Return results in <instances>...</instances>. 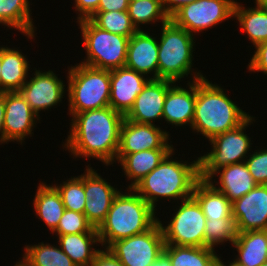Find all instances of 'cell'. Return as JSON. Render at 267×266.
<instances>
[{"label":"cell","instance_id":"b9f144b4","mask_svg":"<svg viewBox=\"0 0 267 266\" xmlns=\"http://www.w3.org/2000/svg\"><path fill=\"white\" fill-rule=\"evenodd\" d=\"M195 0H161L162 6L166 14L171 17L182 6L190 4Z\"/></svg>","mask_w":267,"mask_h":266},{"label":"cell","instance_id":"8fae6325","mask_svg":"<svg viewBox=\"0 0 267 266\" xmlns=\"http://www.w3.org/2000/svg\"><path fill=\"white\" fill-rule=\"evenodd\" d=\"M235 0H195L182 6L170 20L190 34L213 28L234 17Z\"/></svg>","mask_w":267,"mask_h":266},{"label":"cell","instance_id":"836d02e7","mask_svg":"<svg viewBox=\"0 0 267 266\" xmlns=\"http://www.w3.org/2000/svg\"><path fill=\"white\" fill-rule=\"evenodd\" d=\"M54 187L59 192L65 209L84 213L86 196L84 192V174L71 177Z\"/></svg>","mask_w":267,"mask_h":266},{"label":"cell","instance_id":"cb8c5ba5","mask_svg":"<svg viewBox=\"0 0 267 266\" xmlns=\"http://www.w3.org/2000/svg\"><path fill=\"white\" fill-rule=\"evenodd\" d=\"M238 255L235 261L244 266H261L267 261V230L238 232L232 244Z\"/></svg>","mask_w":267,"mask_h":266},{"label":"cell","instance_id":"4fadbf2b","mask_svg":"<svg viewBox=\"0 0 267 266\" xmlns=\"http://www.w3.org/2000/svg\"><path fill=\"white\" fill-rule=\"evenodd\" d=\"M85 171L84 192L86 203L84 214L87 221L94 228H98L105 220L115 197L120 191L100 177L101 175L92 167L87 166Z\"/></svg>","mask_w":267,"mask_h":266},{"label":"cell","instance_id":"30bf717a","mask_svg":"<svg viewBox=\"0 0 267 266\" xmlns=\"http://www.w3.org/2000/svg\"><path fill=\"white\" fill-rule=\"evenodd\" d=\"M165 240L157 221L149 230L112 243L108 249L124 266H150L163 253Z\"/></svg>","mask_w":267,"mask_h":266},{"label":"cell","instance_id":"4316f807","mask_svg":"<svg viewBox=\"0 0 267 266\" xmlns=\"http://www.w3.org/2000/svg\"><path fill=\"white\" fill-rule=\"evenodd\" d=\"M34 211L52 232L57 228L65 211L57 189L52 185L40 183L33 199Z\"/></svg>","mask_w":267,"mask_h":266},{"label":"cell","instance_id":"7a4b0ae2","mask_svg":"<svg viewBox=\"0 0 267 266\" xmlns=\"http://www.w3.org/2000/svg\"><path fill=\"white\" fill-rule=\"evenodd\" d=\"M220 87L206 78L196 80V103L191 128L208 141L237 128L250 117Z\"/></svg>","mask_w":267,"mask_h":266},{"label":"cell","instance_id":"ffe728a7","mask_svg":"<svg viewBox=\"0 0 267 266\" xmlns=\"http://www.w3.org/2000/svg\"><path fill=\"white\" fill-rule=\"evenodd\" d=\"M125 67L138 73L158 79V40L142 29L137 30L130 38Z\"/></svg>","mask_w":267,"mask_h":266},{"label":"cell","instance_id":"681fc988","mask_svg":"<svg viewBox=\"0 0 267 266\" xmlns=\"http://www.w3.org/2000/svg\"><path fill=\"white\" fill-rule=\"evenodd\" d=\"M261 266H267V261L264 262Z\"/></svg>","mask_w":267,"mask_h":266},{"label":"cell","instance_id":"9a60e30c","mask_svg":"<svg viewBox=\"0 0 267 266\" xmlns=\"http://www.w3.org/2000/svg\"><path fill=\"white\" fill-rule=\"evenodd\" d=\"M237 232L267 230V185H257L232 202Z\"/></svg>","mask_w":267,"mask_h":266},{"label":"cell","instance_id":"d6986e66","mask_svg":"<svg viewBox=\"0 0 267 266\" xmlns=\"http://www.w3.org/2000/svg\"><path fill=\"white\" fill-rule=\"evenodd\" d=\"M196 74V75H195ZM192 82H188L189 90L173 84L167 92L163 106V116L167 123L175 126L193 123L196 103V80L205 78L201 72H194Z\"/></svg>","mask_w":267,"mask_h":266},{"label":"cell","instance_id":"1f68e13d","mask_svg":"<svg viewBox=\"0 0 267 266\" xmlns=\"http://www.w3.org/2000/svg\"><path fill=\"white\" fill-rule=\"evenodd\" d=\"M128 13L137 30H141V24H151L161 20L163 25L170 20L164 11L161 0L129 1Z\"/></svg>","mask_w":267,"mask_h":266},{"label":"cell","instance_id":"7c38bea8","mask_svg":"<svg viewBox=\"0 0 267 266\" xmlns=\"http://www.w3.org/2000/svg\"><path fill=\"white\" fill-rule=\"evenodd\" d=\"M169 134L160 127L124 119L120 129L119 149L116 156H126L151 149H174L168 144Z\"/></svg>","mask_w":267,"mask_h":266},{"label":"cell","instance_id":"e575fe53","mask_svg":"<svg viewBox=\"0 0 267 266\" xmlns=\"http://www.w3.org/2000/svg\"><path fill=\"white\" fill-rule=\"evenodd\" d=\"M205 247L215 249V245L229 241L233 244L236 240L237 229L233 217L219 220H206L205 223Z\"/></svg>","mask_w":267,"mask_h":266},{"label":"cell","instance_id":"2e32d148","mask_svg":"<svg viewBox=\"0 0 267 266\" xmlns=\"http://www.w3.org/2000/svg\"><path fill=\"white\" fill-rule=\"evenodd\" d=\"M39 116L32 110L19 91L5 92V142H21L32 135ZM36 122V123H35ZM35 124V125H34Z\"/></svg>","mask_w":267,"mask_h":266},{"label":"cell","instance_id":"f546056e","mask_svg":"<svg viewBox=\"0 0 267 266\" xmlns=\"http://www.w3.org/2000/svg\"><path fill=\"white\" fill-rule=\"evenodd\" d=\"M171 266H215L218 255L209 247H190L165 244L163 251Z\"/></svg>","mask_w":267,"mask_h":266},{"label":"cell","instance_id":"f1b7e54d","mask_svg":"<svg viewBox=\"0 0 267 266\" xmlns=\"http://www.w3.org/2000/svg\"><path fill=\"white\" fill-rule=\"evenodd\" d=\"M28 0H0V24L15 28L28 38L35 37V28Z\"/></svg>","mask_w":267,"mask_h":266},{"label":"cell","instance_id":"ac0fdd59","mask_svg":"<svg viewBox=\"0 0 267 266\" xmlns=\"http://www.w3.org/2000/svg\"><path fill=\"white\" fill-rule=\"evenodd\" d=\"M150 80L127 67L110 70V107L125 116Z\"/></svg>","mask_w":267,"mask_h":266},{"label":"cell","instance_id":"ee69618b","mask_svg":"<svg viewBox=\"0 0 267 266\" xmlns=\"http://www.w3.org/2000/svg\"><path fill=\"white\" fill-rule=\"evenodd\" d=\"M150 266H171L169 257L163 252Z\"/></svg>","mask_w":267,"mask_h":266},{"label":"cell","instance_id":"bcb514c9","mask_svg":"<svg viewBox=\"0 0 267 266\" xmlns=\"http://www.w3.org/2000/svg\"><path fill=\"white\" fill-rule=\"evenodd\" d=\"M255 4L257 6H266L267 7V0H255Z\"/></svg>","mask_w":267,"mask_h":266},{"label":"cell","instance_id":"8992f818","mask_svg":"<svg viewBox=\"0 0 267 266\" xmlns=\"http://www.w3.org/2000/svg\"><path fill=\"white\" fill-rule=\"evenodd\" d=\"M158 41V79L177 82L193 72L194 35L171 20L162 25Z\"/></svg>","mask_w":267,"mask_h":266},{"label":"cell","instance_id":"f35d334b","mask_svg":"<svg viewBox=\"0 0 267 266\" xmlns=\"http://www.w3.org/2000/svg\"><path fill=\"white\" fill-rule=\"evenodd\" d=\"M100 0H75V10L78 11L77 20L90 19L98 9Z\"/></svg>","mask_w":267,"mask_h":266},{"label":"cell","instance_id":"7bdbcfd3","mask_svg":"<svg viewBox=\"0 0 267 266\" xmlns=\"http://www.w3.org/2000/svg\"><path fill=\"white\" fill-rule=\"evenodd\" d=\"M5 92H0V143H5L4 134Z\"/></svg>","mask_w":267,"mask_h":266},{"label":"cell","instance_id":"4dcf8cb0","mask_svg":"<svg viewBox=\"0 0 267 266\" xmlns=\"http://www.w3.org/2000/svg\"><path fill=\"white\" fill-rule=\"evenodd\" d=\"M21 259L28 266H77L60 246L44 244L27 245Z\"/></svg>","mask_w":267,"mask_h":266},{"label":"cell","instance_id":"484cf974","mask_svg":"<svg viewBox=\"0 0 267 266\" xmlns=\"http://www.w3.org/2000/svg\"><path fill=\"white\" fill-rule=\"evenodd\" d=\"M59 246L77 266H91L100 251L93 246L100 243L98 233L56 235ZM98 242V243H97ZM93 245V246H92Z\"/></svg>","mask_w":267,"mask_h":266},{"label":"cell","instance_id":"83f0119b","mask_svg":"<svg viewBox=\"0 0 267 266\" xmlns=\"http://www.w3.org/2000/svg\"><path fill=\"white\" fill-rule=\"evenodd\" d=\"M254 7L245 9L240 3L235 2L234 18L238 20L242 32L248 34L249 40L256 47L267 42V7L257 5Z\"/></svg>","mask_w":267,"mask_h":266},{"label":"cell","instance_id":"9c48e42d","mask_svg":"<svg viewBox=\"0 0 267 266\" xmlns=\"http://www.w3.org/2000/svg\"><path fill=\"white\" fill-rule=\"evenodd\" d=\"M178 208L167 226L158 220L165 244L205 247L206 217L197 200L193 196L181 200Z\"/></svg>","mask_w":267,"mask_h":266},{"label":"cell","instance_id":"d6a6232c","mask_svg":"<svg viewBox=\"0 0 267 266\" xmlns=\"http://www.w3.org/2000/svg\"><path fill=\"white\" fill-rule=\"evenodd\" d=\"M90 20L102 30L129 38L137 31L131 22L128 10L96 12Z\"/></svg>","mask_w":267,"mask_h":266},{"label":"cell","instance_id":"5bb4252c","mask_svg":"<svg viewBox=\"0 0 267 266\" xmlns=\"http://www.w3.org/2000/svg\"><path fill=\"white\" fill-rule=\"evenodd\" d=\"M63 80L52 71L36 70L34 76L27 80L19 92L38 115L41 110L56 106L64 96Z\"/></svg>","mask_w":267,"mask_h":266},{"label":"cell","instance_id":"6da1fadb","mask_svg":"<svg viewBox=\"0 0 267 266\" xmlns=\"http://www.w3.org/2000/svg\"><path fill=\"white\" fill-rule=\"evenodd\" d=\"M70 115L71 133L63 147L75 158H96L105 166L116 162L124 115L110 106Z\"/></svg>","mask_w":267,"mask_h":266},{"label":"cell","instance_id":"d590c367","mask_svg":"<svg viewBox=\"0 0 267 266\" xmlns=\"http://www.w3.org/2000/svg\"><path fill=\"white\" fill-rule=\"evenodd\" d=\"M57 235L78 234V233H98L86 219L84 213L65 209L57 228L52 234Z\"/></svg>","mask_w":267,"mask_h":266},{"label":"cell","instance_id":"60d3db41","mask_svg":"<svg viewBox=\"0 0 267 266\" xmlns=\"http://www.w3.org/2000/svg\"><path fill=\"white\" fill-rule=\"evenodd\" d=\"M128 6L129 0H100L96 12L126 11Z\"/></svg>","mask_w":267,"mask_h":266},{"label":"cell","instance_id":"7402d4cb","mask_svg":"<svg viewBox=\"0 0 267 266\" xmlns=\"http://www.w3.org/2000/svg\"><path fill=\"white\" fill-rule=\"evenodd\" d=\"M15 48L1 47L0 92L19 91L28 77L29 62Z\"/></svg>","mask_w":267,"mask_h":266},{"label":"cell","instance_id":"e0dca14e","mask_svg":"<svg viewBox=\"0 0 267 266\" xmlns=\"http://www.w3.org/2000/svg\"><path fill=\"white\" fill-rule=\"evenodd\" d=\"M175 82L165 79H151L136 97L130 111L124 116L132 122L155 125L162 119L163 106L168 89Z\"/></svg>","mask_w":267,"mask_h":266},{"label":"cell","instance_id":"5b68a950","mask_svg":"<svg viewBox=\"0 0 267 266\" xmlns=\"http://www.w3.org/2000/svg\"><path fill=\"white\" fill-rule=\"evenodd\" d=\"M69 114L110 106V70L83 64L68 71Z\"/></svg>","mask_w":267,"mask_h":266},{"label":"cell","instance_id":"ab89813d","mask_svg":"<svg viewBox=\"0 0 267 266\" xmlns=\"http://www.w3.org/2000/svg\"><path fill=\"white\" fill-rule=\"evenodd\" d=\"M91 266H124L118 258L108 249L104 248L95 255Z\"/></svg>","mask_w":267,"mask_h":266},{"label":"cell","instance_id":"7dc6e473","mask_svg":"<svg viewBox=\"0 0 267 266\" xmlns=\"http://www.w3.org/2000/svg\"><path fill=\"white\" fill-rule=\"evenodd\" d=\"M14 266H28L27 264H25L23 261L17 262Z\"/></svg>","mask_w":267,"mask_h":266},{"label":"cell","instance_id":"44dd1931","mask_svg":"<svg viewBox=\"0 0 267 266\" xmlns=\"http://www.w3.org/2000/svg\"><path fill=\"white\" fill-rule=\"evenodd\" d=\"M221 171V172H220ZM219 174L218 187L214 185L213 177ZM216 190L223 193L231 202L241 198L258 184L250 174L245 162L224 166L207 180Z\"/></svg>","mask_w":267,"mask_h":266},{"label":"cell","instance_id":"8d00e7d4","mask_svg":"<svg viewBox=\"0 0 267 266\" xmlns=\"http://www.w3.org/2000/svg\"><path fill=\"white\" fill-rule=\"evenodd\" d=\"M256 151V152H255ZM244 161L258 185H267V149L255 150Z\"/></svg>","mask_w":267,"mask_h":266},{"label":"cell","instance_id":"52a82bcc","mask_svg":"<svg viewBox=\"0 0 267 266\" xmlns=\"http://www.w3.org/2000/svg\"><path fill=\"white\" fill-rule=\"evenodd\" d=\"M77 22L87 55L81 64L104 70L125 67L129 37L102 30L90 19Z\"/></svg>","mask_w":267,"mask_h":266},{"label":"cell","instance_id":"277c9868","mask_svg":"<svg viewBox=\"0 0 267 266\" xmlns=\"http://www.w3.org/2000/svg\"><path fill=\"white\" fill-rule=\"evenodd\" d=\"M119 192L105 220L97 228L101 246L108 248L117 240L149 230L159 218L155 210L133 189Z\"/></svg>","mask_w":267,"mask_h":266},{"label":"cell","instance_id":"f6af8a7d","mask_svg":"<svg viewBox=\"0 0 267 266\" xmlns=\"http://www.w3.org/2000/svg\"><path fill=\"white\" fill-rule=\"evenodd\" d=\"M223 260L220 259V256L218 257V260H217V266H227L224 264V262H222ZM228 266H244V265H241L239 264L237 261L233 260V262H230Z\"/></svg>","mask_w":267,"mask_h":266},{"label":"cell","instance_id":"d4e9b609","mask_svg":"<svg viewBox=\"0 0 267 266\" xmlns=\"http://www.w3.org/2000/svg\"><path fill=\"white\" fill-rule=\"evenodd\" d=\"M192 196L201 206L206 220L233 217L232 202L207 180L200 179L195 184Z\"/></svg>","mask_w":267,"mask_h":266},{"label":"cell","instance_id":"c3c4849f","mask_svg":"<svg viewBox=\"0 0 267 266\" xmlns=\"http://www.w3.org/2000/svg\"><path fill=\"white\" fill-rule=\"evenodd\" d=\"M1 66H2V63H1V47H0V74H1Z\"/></svg>","mask_w":267,"mask_h":266},{"label":"cell","instance_id":"74e56055","mask_svg":"<svg viewBox=\"0 0 267 266\" xmlns=\"http://www.w3.org/2000/svg\"><path fill=\"white\" fill-rule=\"evenodd\" d=\"M254 55L248 64L249 71L263 72L267 75V42L261 43L255 47Z\"/></svg>","mask_w":267,"mask_h":266},{"label":"cell","instance_id":"603a6c76","mask_svg":"<svg viewBox=\"0 0 267 266\" xmlns=\"http://www.w3.org/2000/svg\"><path fill=\"white\" fill-rule=\"evenodd\" d=\"M174 149H151L127 154L126 156H116V160L121 164L128 180L131 184L128 188H133L141 179L156 168L161 161Z\"/></svg>","mask_w":267,"mask_h":266},{"label":"cell","instance_id":"3957f363","mask_svg":"<svg viewBox=\"0 0 267 266\" xmlns=\"http://www.w3.org/2000/svg\"><path fill=\"white\" fill-rule=\"evenodd\" d=\"M173 153L174 150L133 187L154 210L159 198L184 200L191 197L200 180L199 157L188 164L170 158Z\"/></svg>","mask_w":267,"mask_h":266},{"label":"cell","instance_id":"ba28073f","mask_svg":"<svg viewBox=\"0 0 267 266\" xmlns=\"http://www.w3.org/2000/svg\"><path fill=\"white\" fill-rule=\"evenodd\" d=\"M252 121H254V117L250 116L237 128L218 134L210 140L211 151L199 157L201 180H208L216 170L244 162V159L248 158L246 154H249L252 143L245 131L246 127L253 123Z\"/></svg>","mask_w":267,"mask_h":266}]
</instances>
